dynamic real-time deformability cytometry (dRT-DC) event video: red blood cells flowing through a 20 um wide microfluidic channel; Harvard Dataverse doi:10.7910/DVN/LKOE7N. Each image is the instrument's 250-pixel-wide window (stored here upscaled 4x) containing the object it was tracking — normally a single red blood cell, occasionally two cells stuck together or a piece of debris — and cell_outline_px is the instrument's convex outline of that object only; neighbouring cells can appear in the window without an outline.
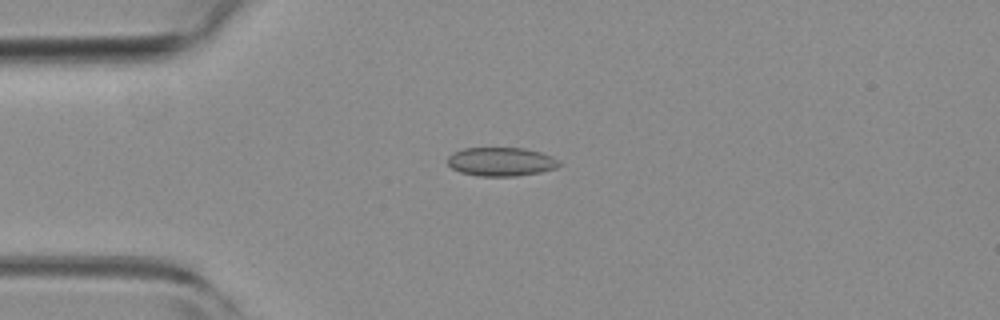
{"species": "common noctule bat (a hibernating species)", "species_latin": "Nyctalus noctula", "temperature_condition": "room temperature", "stored_images_in_passage": 5, "camera_frame_rate_fps": 3000, "um_per_image_px": 0.085, "animal": {"sex": "female", "body_mass_g": 19.3, "forearm_length_mm": 54.1}, "frame": {"image": 1, "passage_image": 3, "time_ms": 0.667, "image_size_px": [1000, 320], "cell_outline_px": [[560, 164], [556, 168], [540, 172], [516, 176], [476, 176], [460, 172], [452, 168], [448, 164], [448, 156], [452, 152], [464, 148], [524, 148], [540, 152], [552, 156], [560, 160]], "centroid_in_image_um": [42.58, 13.74], "position_along_channel_um": 42.4, "area_um2": 18.79}}
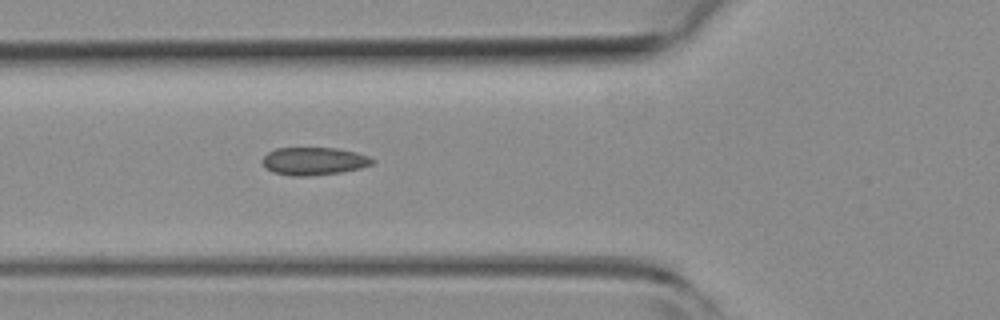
{"frame": {"image": 2, "passage_image": 5, "time_ms": 1.333, "image_size_px": [1000, 320], "cell_outline_px": [[376, 160], [372, 164], [360, 168], [340, 172], [308, 176], [288, 176], [272, 172], [260, 160], [268, 152], [276, 148], [336, 148], [356, 152], [368, 156]], "centroid_in_image_um": [26.67, 13.7], "position_along_channel_um": 99.1, "area_um2": 17.8}}